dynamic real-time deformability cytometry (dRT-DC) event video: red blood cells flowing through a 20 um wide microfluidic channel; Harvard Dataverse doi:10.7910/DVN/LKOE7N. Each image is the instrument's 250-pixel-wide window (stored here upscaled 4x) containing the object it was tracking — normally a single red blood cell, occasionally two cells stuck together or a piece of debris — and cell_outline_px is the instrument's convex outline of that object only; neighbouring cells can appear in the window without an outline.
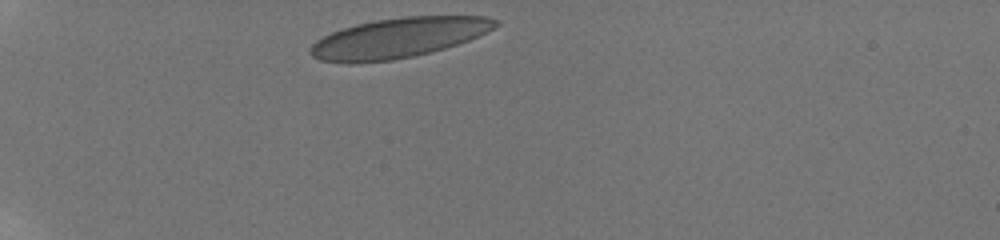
{"species": "human", "species_latin": "Homo sapiens", "temperature_condition": "room temperature", "stored_images_in_passage": 36, "camera_frame_rate_fps": 3000, "um_per_image_px": 0.085, "donor": {"sex": "male"}, "frame": {"image": 1, "passage_image": 1, "time_ms": 0.0, "image_size_px": [1000, 240], "cell_outline_px": [[500, 24], [468, 40], [444, 48], [412, 56], [392, 60], [320, 60], [312, 56], [308, 52], [312, 44], [316, 40], [332, 32], [356, 24], [376, 20], [404, 16], [488, 16], [496, 20]], "centroid_in_image_um": [33.9, 3.17], "position_along_channel_um": 51.1, "area_um2": 41.73}}
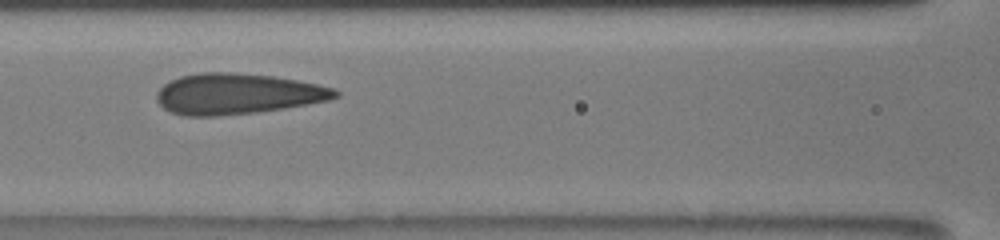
{"frame": {"image": 2, "passage_image": 21, "time_ms": 3.667, "image_size_px": [1000, 240], "cell_outline_px": [[340, 96], [328, 100], [308, 104], [284, 108], [256, 112], [216, 116], [184, 116], [172, 112], [164, 108], [156, 100], [156, 92], [164, 84], [180, 76], [200, 72], [232, 72], [272, 76], [296, 80], [316, 84], [332, 88], [340, 92]], "centroid_in_image_um": [20.16, 7.98], "position_along_channel_um": 146.4, "area_um2": 42.31}}
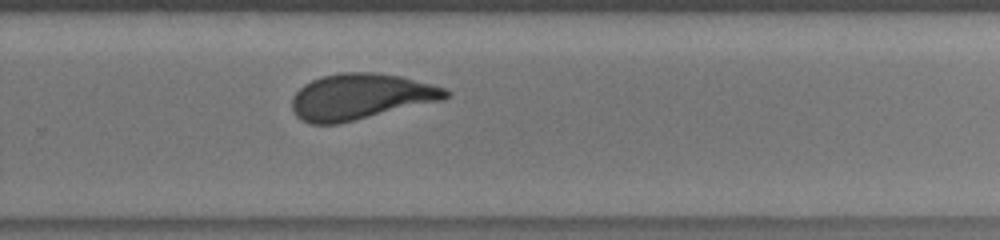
{"frame": {"image": 3, "passage_image": 36, "time_ms": 7.667, "image_size_px": [1000, 240], "cell_outline_px": [[452, 96], [444, 100], [340, 124], [308, 124], [300, 120], [296, 116], [292, 108], [292, 96], [304, 84], [320, 76], [340, 72], [376, 72], [400, 76], [448, 88], [452, 92]], "centroid_in_image_um": [30.68, 8.22], "position_along_channel_um": 299.1, "area_um2": 41.85}}